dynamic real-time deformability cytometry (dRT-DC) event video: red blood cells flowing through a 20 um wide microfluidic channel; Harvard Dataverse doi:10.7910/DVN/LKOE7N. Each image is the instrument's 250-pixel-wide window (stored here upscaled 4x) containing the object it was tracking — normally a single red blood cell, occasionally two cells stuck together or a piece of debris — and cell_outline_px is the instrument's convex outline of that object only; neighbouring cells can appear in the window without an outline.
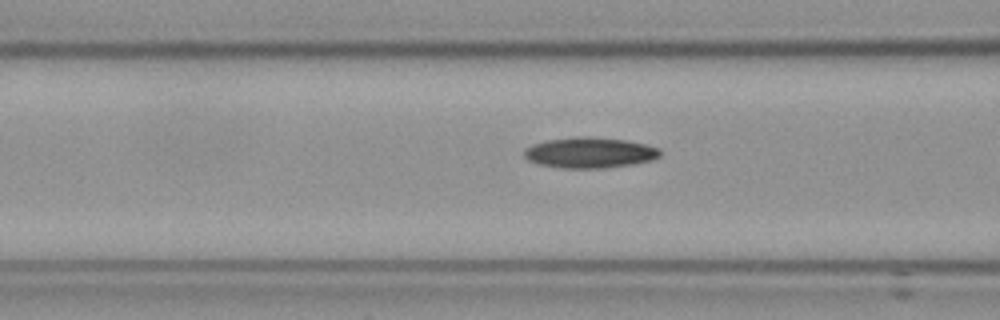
{"species": "Egyptian fruit bat (a non-hibernating species)", "species_latin": "Rousettus aegyptiacus", "temperature_condition": "cold", "stored_images_in_passage": 22, "camera_frame_rate_fps": 3000, "um_per_image_px": 0.085, "frame": {"image": 1, "passage_image": 20, "time_ms": 6.333, "image_size_px": [1000, 320], "cell_outline_px": [[660, 156], [652, 160], [632, 164], [604, 168], [564, 168], [540, 164], [528, 160], [524, 156], [524, 148], [532, 144], [548, 140], [576, 136], [588, 136], [624, 140], [644, 144], [660, 148]], "centroid_in_image_um": [50.11, 12.97], "position_along_channel_um": 116.5, "area_um2": 24.22}}